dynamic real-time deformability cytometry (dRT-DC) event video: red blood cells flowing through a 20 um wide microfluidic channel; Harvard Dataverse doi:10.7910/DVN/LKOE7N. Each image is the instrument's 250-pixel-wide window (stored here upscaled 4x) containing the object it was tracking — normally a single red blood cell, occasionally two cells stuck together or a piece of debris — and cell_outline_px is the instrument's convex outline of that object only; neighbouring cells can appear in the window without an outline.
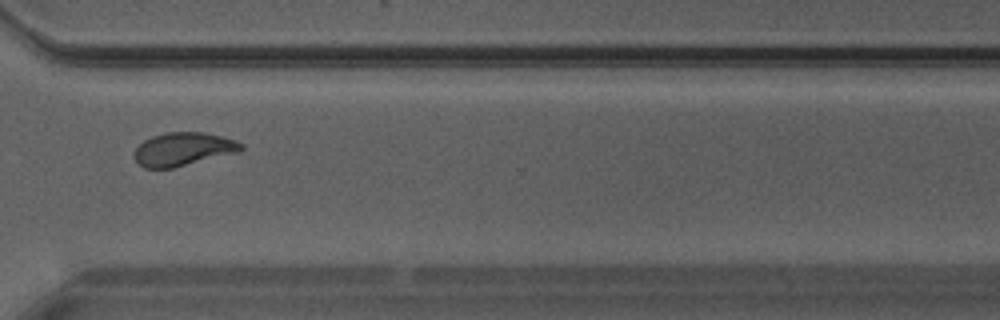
{"species": "Egyptian fruit bat (a non-hibernating species)", "species_latin": "Rousettus aegyptiacus", "temperature_condition": "warm", "stored_images_in_passage": 21, "camera_frame_rate_fps": 3000, "um_per_image_px": 0.085, "animal": {"sex": "male"}, "frame": {"image": 1, "passage_image": 15, "time_ms": 4.667, "image_size_px": [1000, 320], "cell_outline_px": [[244, 148], [240, 152], [172, 168], [144, 168], [132, 156], [136, 148], [144, 140], [152, 136], [164, 132], [204, 132], [236, 140], [244, 144]], "centroid_in_image_um": [15.59, 12.67], "position_along_channel_um": 355.0, "area_um2": 20.87}}